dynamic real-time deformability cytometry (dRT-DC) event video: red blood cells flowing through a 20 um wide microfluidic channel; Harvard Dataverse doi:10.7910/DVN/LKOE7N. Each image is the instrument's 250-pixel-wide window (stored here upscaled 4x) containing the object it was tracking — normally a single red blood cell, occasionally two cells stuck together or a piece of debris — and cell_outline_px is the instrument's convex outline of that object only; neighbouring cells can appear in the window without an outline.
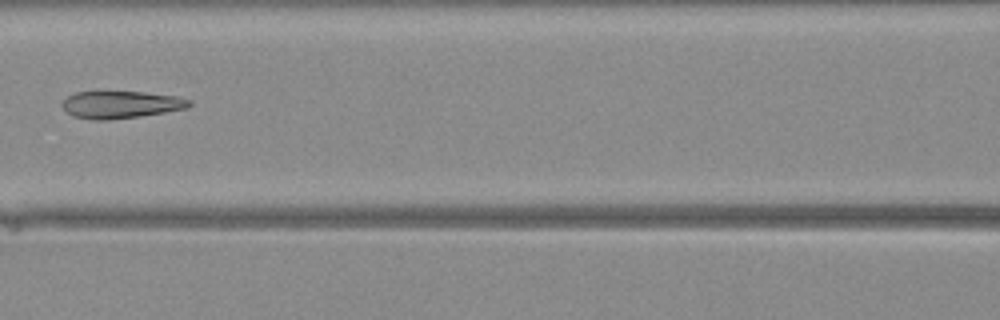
{"species": "Egyptian fruit bat (a non-hibernating species)", "species_latin": "Rousettus aegyptiacus", "temperature_condition": "warm", "stored_images_in_passage": 25, "camera_frame_rate_fps": 3000, "um_per_image_px": 0.085, "animal": {"sex": "female"}, "frame": {"image": 1, "passage_image": 6, "time_ms": 1.667, "image_size_px": [1000, 320], "cell_outline_px": [[192, 104], [188, 108], [164, 112], [108, 120], [96, 120], [76, 116], [68, 112], [60, 104], [68, 96], [76, 92], [144, 92], [180, 96], [192, 100]], "centroid_in_image_um": [10.33, 8.88], "position_along_channel_um": 156.3, "area_um2": 20.0}}
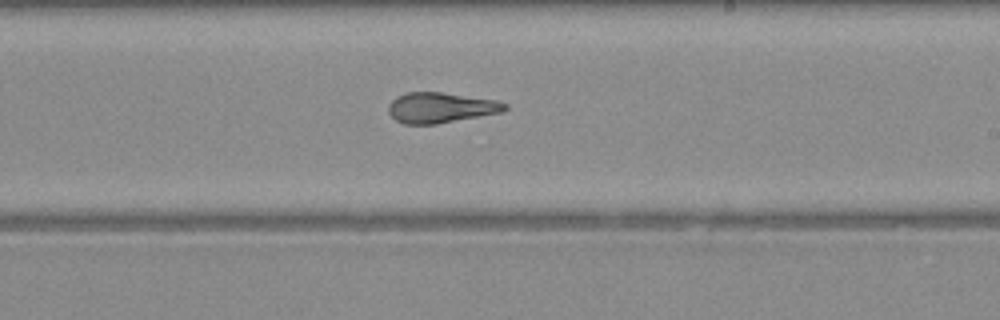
{"frame": {"image": 2, "passage_image": 12, "time_ms": 3.667, "image_size_px": [1000, 320], "cell_outline_px": [[508, 108], [504, 112], [436, 124], [404, 124], [396, 120], [388, 112], [388, 104], [396, 96], [408, 92], [440, 92], [496, 100], [508, 104]], "centroid_in_image_um": [37.46, 9.15], "position_along_channel_um": 251.5, "area_um2": 20.69}}
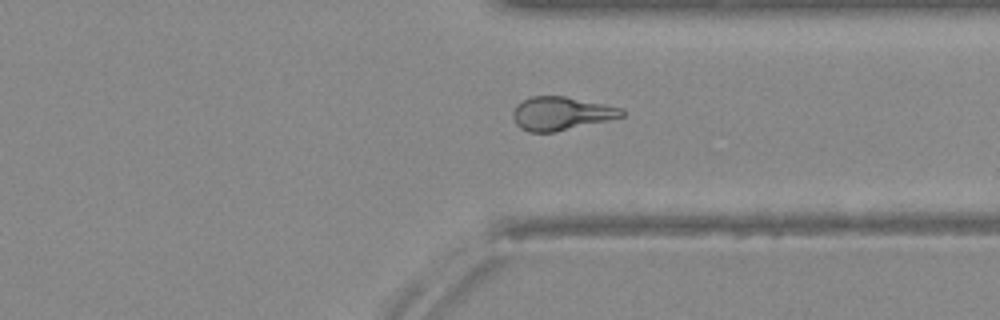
{"frame": {"image": 3, "passage_image": 19, "time_ms": 6.0, "image_size_px": [1000, 320], "cell_outline_px": [[624, 116], [556, 132], [528, 132], [520, 128], [516, 124], [512, 116], [512, 112], [516, 104], [532, 96], [564, 96], [624, 108]], "centroid_in_image_um": [47.67, 9.65], "position_along_channel_um": 363.7, "area_um2": 21.15}}